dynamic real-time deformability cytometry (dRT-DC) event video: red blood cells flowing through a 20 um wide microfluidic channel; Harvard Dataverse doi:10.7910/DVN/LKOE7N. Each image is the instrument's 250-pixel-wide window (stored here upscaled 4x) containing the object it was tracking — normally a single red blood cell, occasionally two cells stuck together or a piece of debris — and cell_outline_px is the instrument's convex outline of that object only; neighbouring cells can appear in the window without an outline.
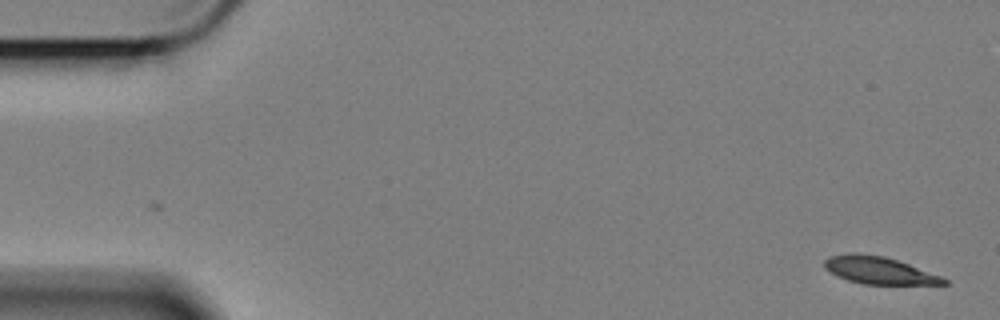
{"species": "Egyptian fruit bat (a non-hibernating species)", "species_latin": "Rousettus aegyptiacus", "temperature_condition": "cold", "stored_images_in_passage": 58, "camera_frame_rate_fps": 3000, "um_per_image_px": 0.085, "animal": {"sex": "female"}, "frame": {"image": 1, "passage_image": 1, "time_ms": 0.0, "image_size_px": [1000, 320], "cell_outline_px": [[948, 284], [864, 284], [848, 280], [836, 276], [824, 268], [824, 260], [828, 256], [852, 252], [856, 252], [884, 256], [908, 264], [940, 276], [948, 280]], "centroid_in_image_um": [74.65, 22.97], "position_along_channel_um": 10.4, "area_um2": 18.9}}
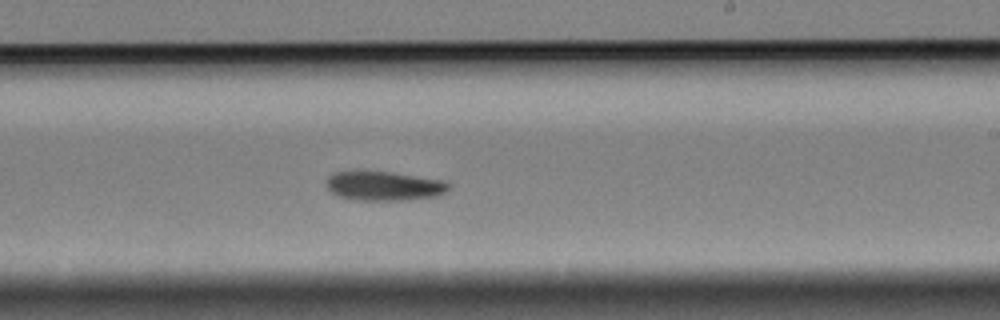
{"frame": {"image": 2, "passage_image": 34, "time_ms": 11.0, "image_size_px": [1000, 320], "cell_outline_px": [[452, 188], [436, 196], [400, 200], [352, 200], [336, 196], [324, 184], [324, 180], [332, 172], [392, 172], [444, 180]], "centroid_in_image_um": [32.59, 15.81], "position_along_channel_um": 256.4, "area_um2": 20.92}}
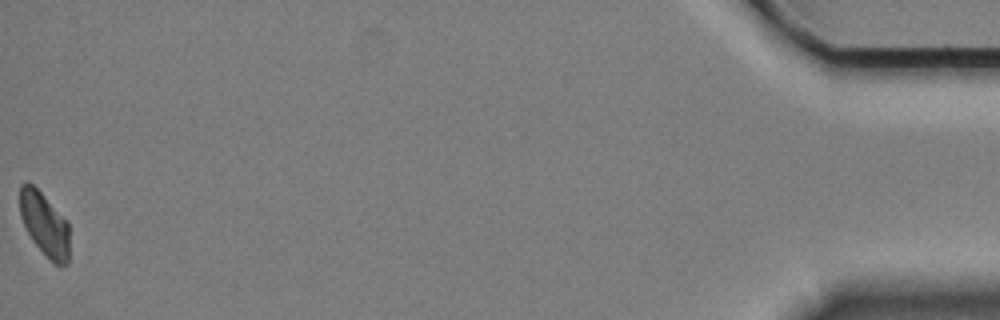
{"frame": {"image": 3, "passage_image": 58, "time_ms": 19.0, "image_size_px": [1000, 320], "cell_outline_px": [[68, 264], [56, 264], [32, 240], [20, 216], [20, 184], [24, 180], [28, 180], [68, 220]], "centroid_in_image_um": [3.77, 18.98], "position_along_channel_um": 431.4, "area_um2": 18.09}, "authors_computed_cell_mechanics": {"area_um2": 20.4612, "velocity_mm_per_s": 3.385, "shape_relaxation_time_tau1_ms": 6.6534, "shape_relaxation_time_tau2_ms": null, "deformation_change_tau1": 0.1437, "deformation_change_tau2": null}}